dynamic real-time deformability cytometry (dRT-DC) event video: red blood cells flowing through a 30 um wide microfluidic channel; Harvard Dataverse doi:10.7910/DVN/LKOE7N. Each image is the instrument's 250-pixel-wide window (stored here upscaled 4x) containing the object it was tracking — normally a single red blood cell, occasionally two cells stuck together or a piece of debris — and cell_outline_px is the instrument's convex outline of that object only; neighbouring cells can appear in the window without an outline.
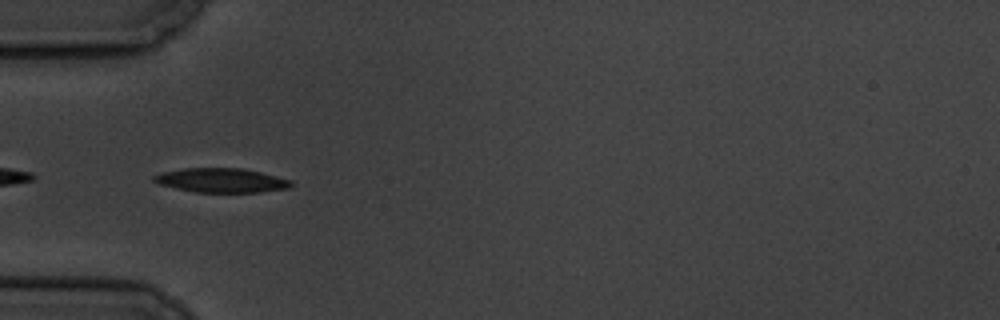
{"species": "common noctule bat (a hibernating species)", "species_latin": "Nyctalus noctula", "temperature_condition": "cold", "stored_images_in_passage": 7, "camera_frame_rate_fps": 3000, "um_per_image_px": 0.085, "animal": {"sex": "male", "body_mass_g": 19.5, "forearm_length_mm": 54.6}, "frame": {"image": 1, "passage_image": 6, "time_ms": 6.0, "image_size_px": [1000, 320], "cell_outline_px": [[292, 184], [288, 188], [260, 192], [196, 192], [176, 188], [160, 184], [152, 180], [152, 176], [160, 172], [184, 168], [244, 168], [292, 180]], "centroid_in_image_um": [18.79, 15.32], "position_along_channel_um": 66.2, "area_um2": 19.36}}
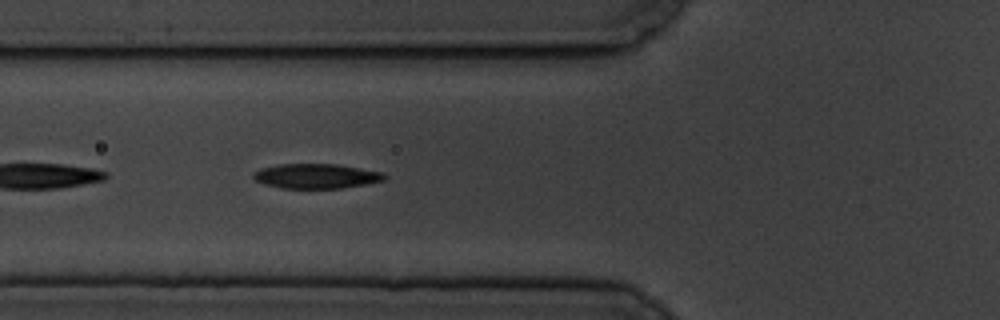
{"frame": {"image": 2, "passage_image": 7, "time_ms": 7.0, "image_size_px": [1000, 320], "cell_outline_px": [[388, 176], [384, 180], [368, 184], [340, 188], [280, 188], [264, 184], [256, 180], [252, 176], [252, 172], [260, 168], [280, 164], [336, 164], [384, 172]], "centroid_in_image_um": [26.89, 14.96], "position_along_channel_um": 98.9, "area_um2": 19.02}}